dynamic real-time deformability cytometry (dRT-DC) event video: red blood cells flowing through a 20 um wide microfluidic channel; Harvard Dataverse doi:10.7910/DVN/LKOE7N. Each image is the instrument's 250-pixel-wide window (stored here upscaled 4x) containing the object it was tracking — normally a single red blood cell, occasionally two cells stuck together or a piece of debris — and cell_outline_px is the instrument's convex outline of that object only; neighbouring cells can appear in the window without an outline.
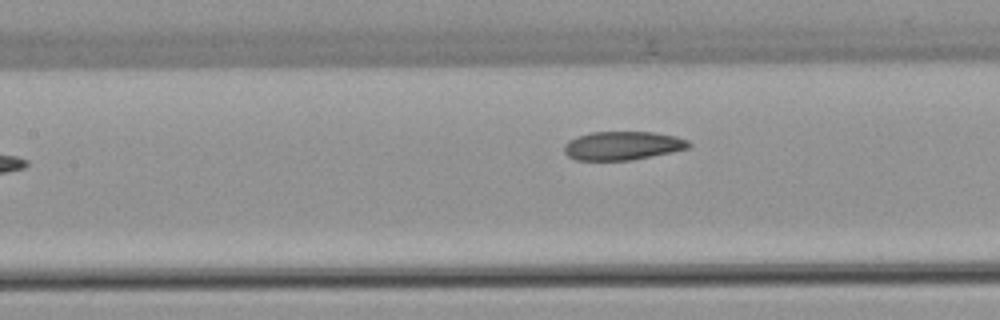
{"species": "common noctule bat (a hibernating species)", "species_latin": "Nyctalus noctula", "temperature_condition": "warm", "stored_images_in_passage": 7, "camera_frame_rate_fps": 3000, "um_per_image_px": 0.085, "animal": {"sex": "female", "body_mass_g": 22.7, "forearm_length_mm": 54.2}, "frame": {"image": 1, "passage_image": 7, "time_ms": 8.333, "image_size_px": [1000, 320], "cell_outline_px": [[692, 144], [688, 148], [672, 152], [632, 160], [576, 160], [568, 156], [564, 152], [564, 144], [568, 140], [576, 136], [592, 132], [652, 132], [676, 136], [688, 140]], "centroid_in_image_um": [52.91, 12.38], "position_along_channel_um": 154.5, "area_um2": 20.87}}